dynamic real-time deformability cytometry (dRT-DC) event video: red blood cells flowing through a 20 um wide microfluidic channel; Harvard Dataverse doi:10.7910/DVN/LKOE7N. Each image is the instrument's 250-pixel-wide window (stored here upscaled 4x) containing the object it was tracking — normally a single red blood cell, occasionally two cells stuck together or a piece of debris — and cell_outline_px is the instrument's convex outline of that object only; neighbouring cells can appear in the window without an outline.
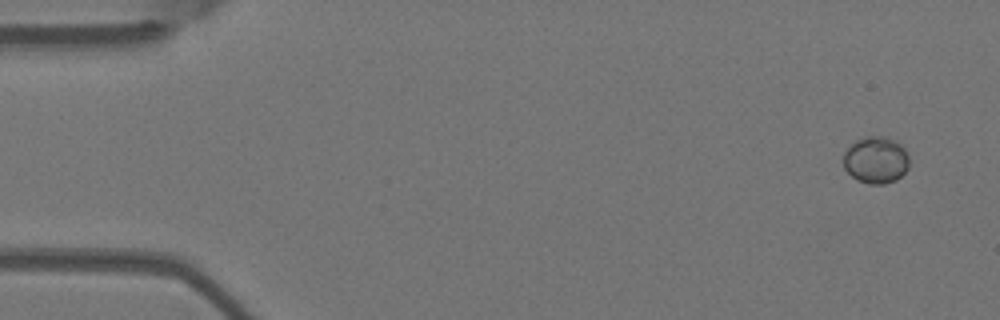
{"species": "Egyptian fruit bat (a non-hibernating species)", "species_latin": "Rousettus aegyptiacus", "temperature_condition": "warm", "stored_images_in_passage": 4, "camera_frame_rate_fps": 3000, "um_per_image_px": 0.085, "animal": {"sex": "female"}, "frame": {"image": 1, "passage_image": 1, "time_ms": 0.0, "image_size_px": [1000, 320], "cell_outline_px": [[908, 168], [896, 180], [884, 184], [868, 184], [856, 180], [844, 168], [844, 152], [856, 140], [868, 136], [884, 136], [896, 140], [904, 148], [908, 156]], "centroid_in_image_um": [74.45, 13.6], "position_along_channel_um": 10.5, "area_um2": 17.98}}
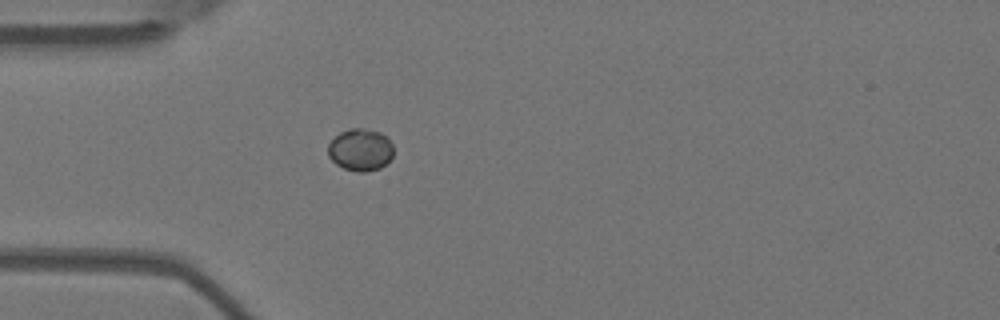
{"frame": {"image": 2, "passage_image": 4, "time_ms": 1.0, "image_size_px": [1000, 320], "cell_outline_px": [[392, 156], [380, 168], [364, 172], [356, 172], [344, 168], [336, 164], [328, 156], [328, 144], [340, 132], [352, 128], [360, 128], [380, 132], [392, 144]], "centroid_in_image_um": [30.6, 12.74], "position_along_channel_um": 54.4, "area_um2": 15.84}}